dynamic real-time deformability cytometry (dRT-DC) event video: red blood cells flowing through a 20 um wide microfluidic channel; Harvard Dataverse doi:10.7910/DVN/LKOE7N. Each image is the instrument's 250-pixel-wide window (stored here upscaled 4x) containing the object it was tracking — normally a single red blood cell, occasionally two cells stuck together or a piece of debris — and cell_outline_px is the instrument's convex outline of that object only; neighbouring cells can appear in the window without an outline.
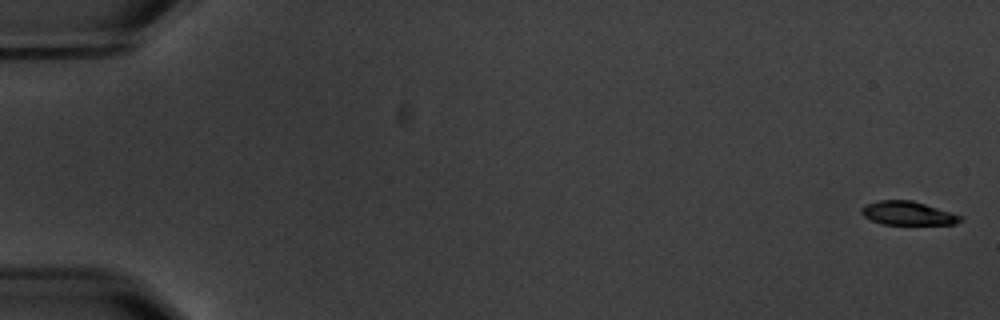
{"species": "common noctule bat (a hibernating species)", "species_latin": "Nyctalus noctula", "temperature_condition": "warm", "stored_images_in_passage": 5, "camera_frame_rate_fps": 3000, "um_per_image_px": 0.085, "animal": {"sex": "male", "body_mass_g": 20.1, "forearm_length_mm": 53.5}, "frame": {"image": 1, "passage_image": 1, "time_ms": 0.0, "image_size_px": [1000, 320], "cell_outline_px": [[964, 216], [956, 224], [884, 224], [872, 220], [864, 216], [860, 212], [860, 208], [868, 204], [880, 200], [912, 200]], "centroid_in_image_um": [77.17, 18.12], "position_along_channel_um": 7.8, "area_um2": 13.47}}
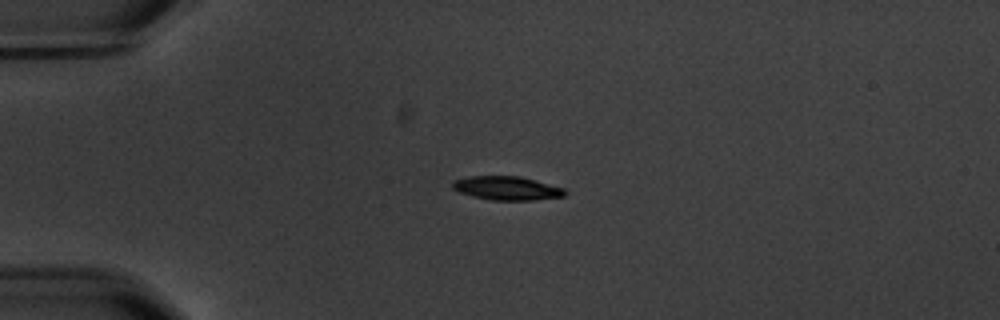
{"frame": {"image": 2, "passage_image": 5, "time_ms": 4.667, "image_size_px": [1000, 320], "cell_outline_px": [[568, 192], [564, 196], [536, 200], [492, 200], [472, 196], [460, 192], [452, 188], [452, 180], [472, 176], [520, 176], [536, 180], [564, 188]], "centroid_in_image_um": [43.1, 15.99], "position_along_channel_um": 41.9, "area_um2": 15.61}}